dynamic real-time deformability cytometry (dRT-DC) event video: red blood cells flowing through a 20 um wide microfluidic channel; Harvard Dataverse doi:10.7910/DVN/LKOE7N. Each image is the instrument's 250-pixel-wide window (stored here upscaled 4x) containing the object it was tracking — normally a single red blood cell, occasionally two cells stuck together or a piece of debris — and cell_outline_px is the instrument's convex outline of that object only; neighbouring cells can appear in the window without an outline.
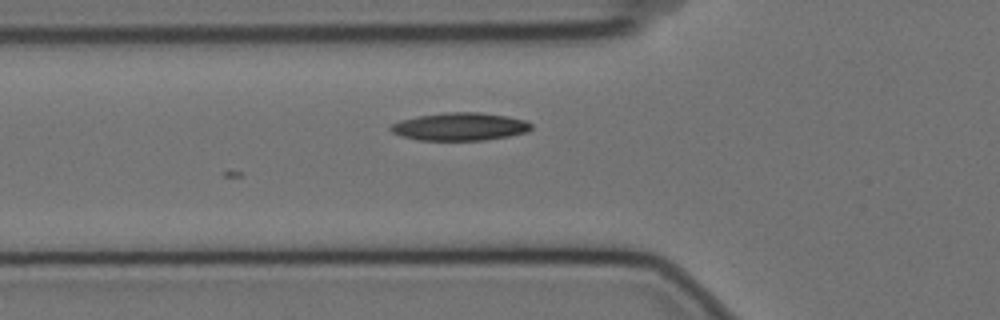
{"species": "Egyptian fruit bat (a non-hibernating species)", "species_latin": "Rousettus aegyptiacus", "temperature_condition": "cold", "stored_images_in_passage": 5, "camera_frame_rate_fps": 3000, "um_per_image_px": 0.085, "animal": {"sex": "female"}, "frame": {"image": 1, "passage_image": 5, "time_ms": 1.333, "image_size_px": [1000, 320], "cell_outline_px": [[532, 128], [528, 132], [508, 136], [484, 140], [416, 140], [392, 132], [388, 128], [392, 124], [400, 120], [420, 116], [444, 112], [480, 112], [504, 116], [524, 120], [532, 124]], "centroid_in_image_um": [39.09, 10.76], "position_along_channel_um": 86.7, "area_um2": 22.66}}